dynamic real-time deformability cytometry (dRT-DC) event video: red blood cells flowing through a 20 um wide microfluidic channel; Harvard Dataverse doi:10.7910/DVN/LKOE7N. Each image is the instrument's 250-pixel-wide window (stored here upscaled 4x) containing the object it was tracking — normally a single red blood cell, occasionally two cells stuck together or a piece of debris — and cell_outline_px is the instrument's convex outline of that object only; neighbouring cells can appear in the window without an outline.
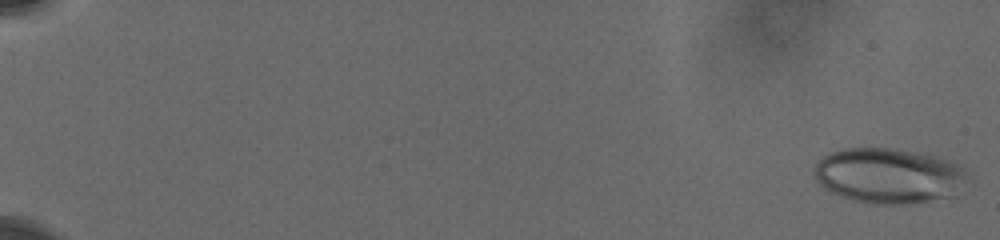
{"species": "human", "species_latin": "Homo sapiens", "temperature_condition": "cold", "stored_images_in_passage": 14, "camera_frame_rate_fps": 3000, "um_per_image_px": 0.085, "donor": {"sex": "male"}, "frame": {"image": 1, "passage_image": 1, "time_ms": 0.0, "image_size_px": [1000, 240], "cell_outline_px": [[964, 176], [956, 196], [900, 204], [872, 204], [852, 200], [840, 196], [832, 192], [820, 184], [816, 180], [812, 172], [812, 168], [824, 156], [832, 152], [844, 148], [896, 148], [936, 156], [956, 164], [964, 168]], "centroid_in_image_um": [75.47, 14.93], "position_along_channel_um": 9.5, "area_um2": 48.96}}